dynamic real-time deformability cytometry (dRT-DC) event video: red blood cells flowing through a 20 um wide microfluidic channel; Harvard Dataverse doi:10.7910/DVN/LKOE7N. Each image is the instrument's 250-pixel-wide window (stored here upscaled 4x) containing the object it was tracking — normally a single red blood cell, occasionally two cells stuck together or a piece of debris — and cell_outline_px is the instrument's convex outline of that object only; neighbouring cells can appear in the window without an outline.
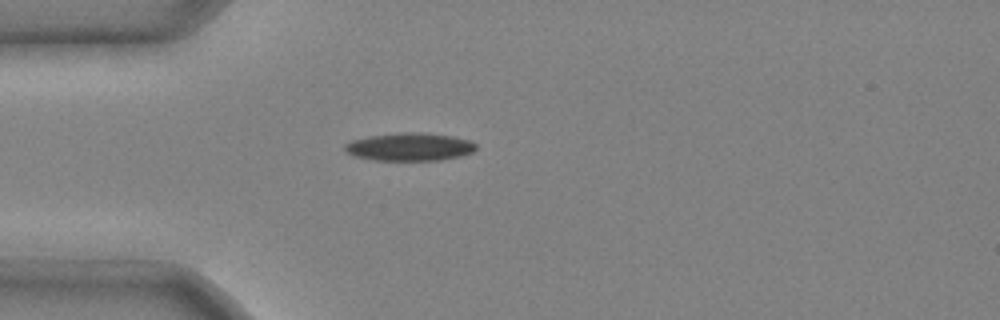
{"species": "common noctule bat (a hibernating species)", "species_latin": "Nyctalus noctula", "temperature_condition": "cold", "stored_images_in_passage": 1, "camera_frame_rate_fps": 3000, "um_per_image_px": 0.085, "animal": {"sex": "male", "body_mass_g": 20.4}, "frame": {"image": 1, "passage_image": 1, "time_ms": 0.0, "image_size_px": [1000, 320], "cell_outline_px": [[476, 148], [472, 152], [460, 156], [440, 160], [376, 160], [356, 156], [348, 152], [344, 148], [344, 144], [352, 140], [368, 136], [400, 132], [424, 132], [452, 136], [472, 140], [476, 144]], "centroid_in_image_um": [34.85, 12.46], "position_along_channel_um": 50.2, "area_um2": 21.39}}